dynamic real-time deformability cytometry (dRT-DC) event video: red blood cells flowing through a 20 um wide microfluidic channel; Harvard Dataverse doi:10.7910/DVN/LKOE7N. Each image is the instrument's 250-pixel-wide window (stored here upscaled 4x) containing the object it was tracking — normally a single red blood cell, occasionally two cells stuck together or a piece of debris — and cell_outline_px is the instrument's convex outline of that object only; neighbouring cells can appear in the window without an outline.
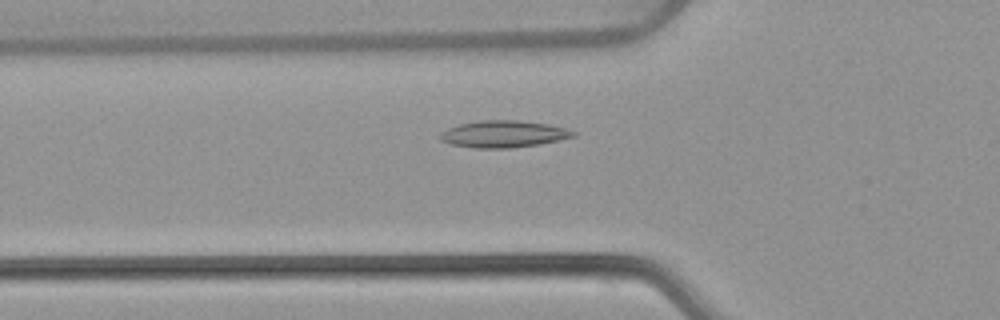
{"species": "common noctule bat (a hibernating species)", "species_latin": "Nyctalus noctula", "temperature_condition": "warm", "stored_images_in_passage": 51, "camera_frame_rate_fps": 3000, "um_per_image_px": 0.085, "animal": {"sex": "female", "body_mass_g": 22.7, "forearm_length_mm": 54.2}, "frame": {"image": 1, "passage_image": 16, "time_ms": 5.0, "image_size_px": [1000, 320], "cell_outline_px": [[576, 136], [540, 144], [512, 148], [476, 148], [448, 144], [440, 140], [440, 132], [448, 128], [460, 124], [480, 120], [516, 120], [548, 124], [564, 128], [576, 132]], "centroid_in_image_um": [42.77, 11.4], "position_along_channel_um": 83.0, "area_um2": 20.87}}
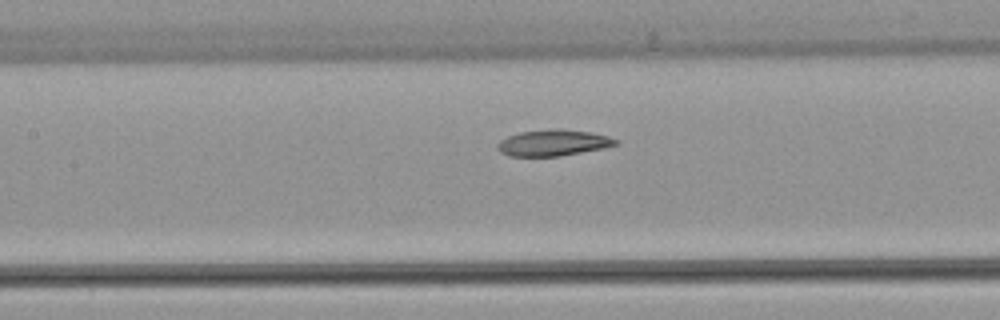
{"frame": {"image": 2, "passage_image": 22, "time_ms": 7.0, "image_size_px": [1000, 320], "cell_outline_px": [[620, 144], [604, 148], [560, 156], [508, 156], [500, 152], [496, 148], [496, 144], [500, 140], [508, 136], [520, 132], [560, 128], [588, 132], [608, 136], [620, 140]], "centroid_in_image_um": [47.03, 12.14], "position_along_channel_um": 160.4, "area_um2": 18.15}}
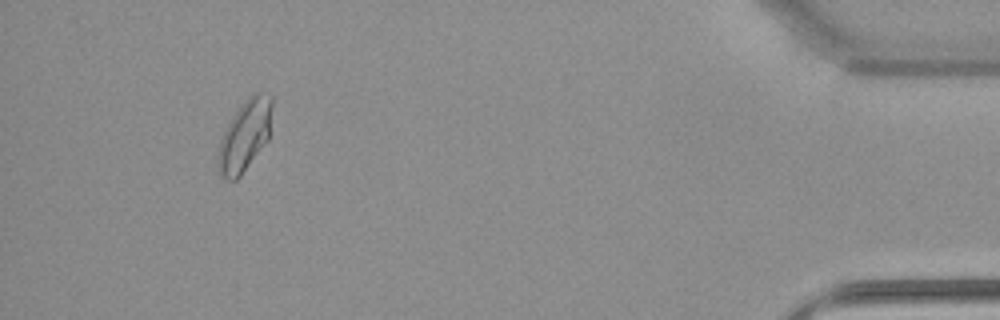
{"frame": {"image": 3, "passage_image": 47, "time_ms": 15.333, "image_size_px": [1000, 320], "cell_outline_px": [[272, 108], [268, 140], [240, 176], [236, 180], [224, 180], [220, 176], [216, 168], [216, 156], [220, 140], [232, 116], [244, 100], [252, 92], [260, 92], [272, 96]], "centroid_in_image_um": [20.77, 11.54], "position_along_channel_um": 414.4, "area_um2": 22.66}, "authors_computed_cell_mechanics": {"area_um2": 19.4786, "velocity_mm_per_s": 3.8452, "shape_relaxation_time_tau1_ms": 10.7995, "shape_relaxation_time_tau2_ms": 4.1382, "deformation_change_tau1": 0.2027, "deformation_change_tau2": 0.0843}}